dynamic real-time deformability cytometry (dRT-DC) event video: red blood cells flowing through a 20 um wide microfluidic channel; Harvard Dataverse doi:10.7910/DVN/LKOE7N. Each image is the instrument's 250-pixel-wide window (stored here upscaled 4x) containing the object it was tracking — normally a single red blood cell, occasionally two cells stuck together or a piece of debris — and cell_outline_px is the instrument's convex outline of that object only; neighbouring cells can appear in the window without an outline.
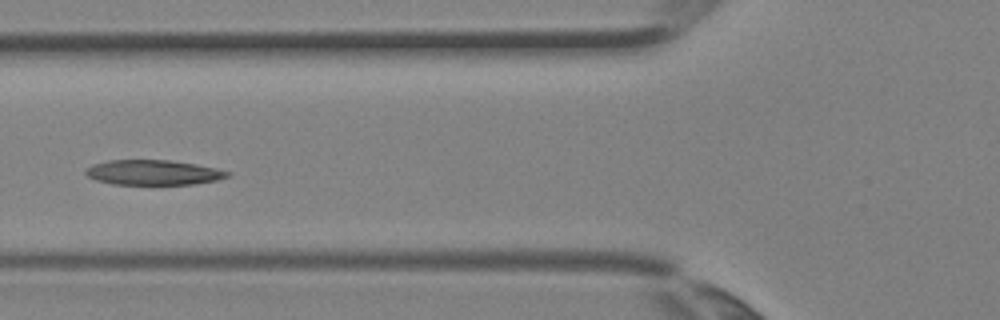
{"species": "Egyptian fruit bat (a non-hibernating species)", "species_latin": "Rousettus aegyptiacus", "temperature_condition": "room temperature", "stored_images_in_passage": 4, "camera_frame_rate_fps": 3000, "um_per_image_px": 0.085, "animal": {"sex": "female"}, "frame": {"image": 1, "passage_image": 4, "time_ms": 1.0, "image_size_px": [1000, 320], "cell_outline_px": [[232, 172], [228, 176], [216, 180], [192, 184], [112, 184], [96, 180], [88, 176], [84, 172], [92, 164], [108, 160], [168, 160], [196, 164], [216, 168]], "centroid_in_image_um": [13.02, 14.65], "position_along_channel_um": 112.8, "area_um2": 20.52}}